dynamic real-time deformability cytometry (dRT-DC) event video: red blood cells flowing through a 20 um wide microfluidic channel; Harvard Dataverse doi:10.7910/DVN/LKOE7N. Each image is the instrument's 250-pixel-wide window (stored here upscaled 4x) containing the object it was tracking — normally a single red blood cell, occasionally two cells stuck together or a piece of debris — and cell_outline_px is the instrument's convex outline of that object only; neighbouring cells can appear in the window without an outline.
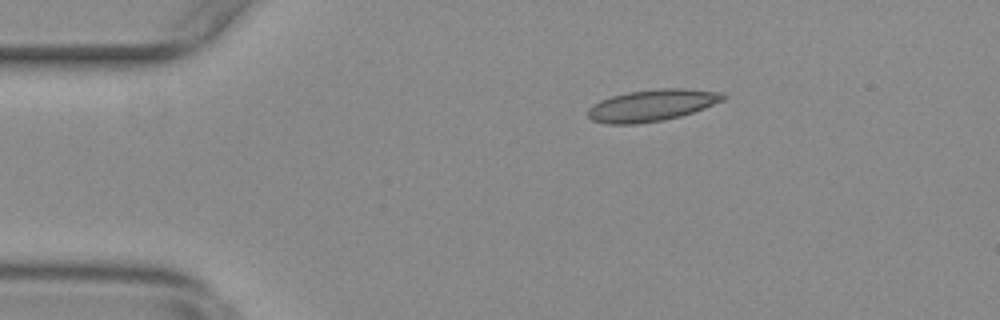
{"species": "common noctule bat (a hibernating species)", "species_latin": "Nyctalus noctula", "temperature_condition": "warm", "stored_images_in_passage": 47, "camera_frame_rate_fps": 3000, "um_per_image_px": 0.085, "animal": {"sex": "female", "body_mass_g": 29.2, "forearm_length_mm": 56.3}, "frame": {"image": 1, "passage_image": 2, "time_ms": 0.333, "image_size_px": [1000, 320], "cell_outline_px": [[728, 96], [724, 100], [704, 108], [680, 116], [664, 120], [636, 124], [608, 124], [592, 120], [588, 116], [588, 108], [592, 104], [600, 100], [612, 96], [628, 92], [660, 88], [684, 88], [724, 92]], "centroid_in_image_um": [55.43, 8.94], "position_along_channel_um": 29.6, "area_um2": 25.09}}
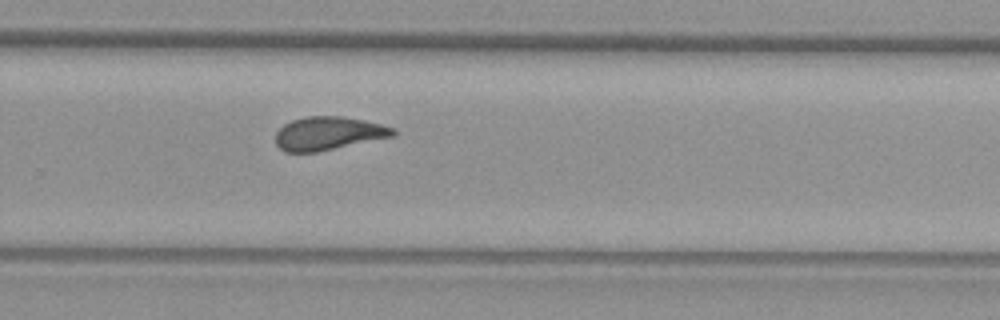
{"frame": {"image": 2, "passage_image": 28, "time_ms": 9.0, "image_size_px": [1000, 320], "cell_outline_px": [[396, 136], [316, 152], [284, 152], [276, 144], [276, 132], [284, 124], [292, 120], [304, 116], [340, 116], [364, 120], [396, 128]], "centroid_in_image_um": [27.93, 11.34], "position_along_channel_um": 301.9, "area_um2": 22.95}}
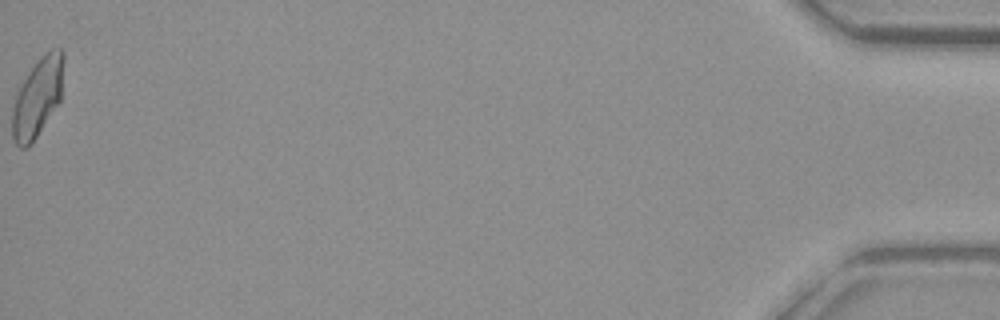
{"frame": {"image": 3, "passage_image": 47, "time_ms": 15.333, "image_size_px": [1000, 320], "cell_outline_px": [[64, 56], [60, 100], [36, 136], [24, 148], [20, 148], [12, 140], [12, 108], [16, 96], [28, 72], [36, 60], [44, 52], [52, 48], [60, 48], [64, 52]], "centroid_in_image_um": [3.19, 8.22], "position_along_channel_um": 432.0, "area_um2": 23.24}, "authors_computed_cell_mechanics": {"area_um2": 23.2356, "velocity_mm_per_s": 3.7646, "shape_relaxation_time_tau1_ms": null, "shape_relaxation_time_tau2_ms": 1.6397, "deformation_change_tau1": null, "deformation_change_tau2": 0.0816}}